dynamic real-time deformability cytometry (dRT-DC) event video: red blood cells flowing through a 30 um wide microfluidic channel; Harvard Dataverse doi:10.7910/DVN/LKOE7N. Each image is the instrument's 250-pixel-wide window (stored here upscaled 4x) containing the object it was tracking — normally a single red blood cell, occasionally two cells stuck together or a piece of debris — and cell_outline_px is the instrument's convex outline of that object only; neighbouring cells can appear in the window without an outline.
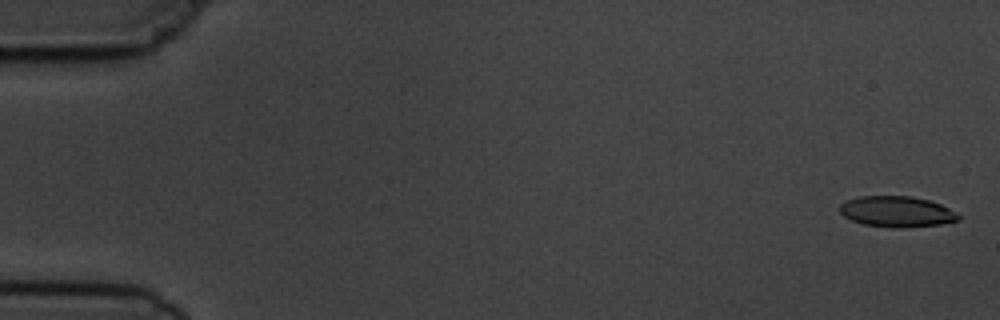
{"species": "common noctule bat (a hibernating species)", "species_latin": "Nyctalus noctula", "temperature_condition": "cold", "stored_images_in_passage": 6, "camera_frame_rate_fps": 3000, "um_per_image_px": 0.085, "animal": {"sex": "male", "body_mass_g": 19.5, "forearm_length_mm": 54.6}, "frame": {"image": 1, "passage_image": 1, "time_ms": 0.0, "image_size_px": [1000, 320], "cell_outline_px": [[960, 220], [940, 224], [904, 228], [892, 228], [864, 224], [852, 220], [844, 216], [840, 212], [840, 204], [848, 200], [860, 196], [912, 196], [928, 200], [940, 204], [956, 212], [960, 216]], "centroid_in_image_um": [76.24, 17.99], "position_along_channel_um": 8.8, "area_um2": 21.27}}
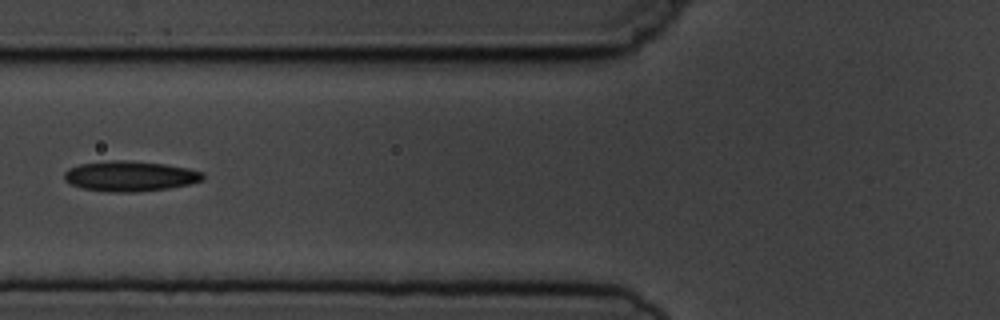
{"frame": {"image": 2, "passage_image": 6, "time_ms": 6.667, "image_size_px": [1000, 320], "cell_outline_px": [[204, 180], [188, 184], [168, 188], [132, 192], [108, 192], [84, 188], [72, 184], [64, 180], [64, 172], [68, 168], [80, 164], [112, 160], [124, 160], [164, 164], [188, 168], [204, 172]], "centroid_in_image_um": [11.05, 14.97], "position_along_channel_um": 114.7, "area_um2": 24.33}}